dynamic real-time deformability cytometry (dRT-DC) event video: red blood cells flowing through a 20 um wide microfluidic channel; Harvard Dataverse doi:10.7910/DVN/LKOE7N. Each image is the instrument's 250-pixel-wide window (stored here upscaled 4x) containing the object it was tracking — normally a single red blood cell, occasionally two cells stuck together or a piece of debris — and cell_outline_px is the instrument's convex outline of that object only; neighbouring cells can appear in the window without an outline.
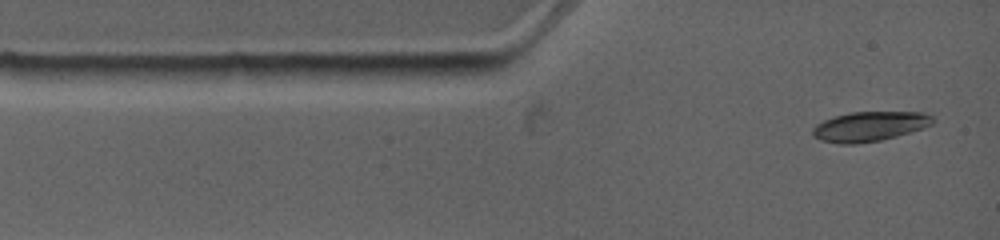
{"species": "common noctule bat (a hibernating species)", "species_latin": "Nyctalus noctula", "temperature_condition": "warm", "stored_images_in_passage": 20, "camera_frame_rate_fps": 4500, "um_per_image_px": 0.085, "animal": {"sex": "female", "body_mass_g": 19.0, "forearm_length_mm": 53.3}, "frame": {"image": 1, "passage_image": 1, "time_ms": 0.0, "image_size_px": [1000, 240], "cell_outline_px": [[936, 120], [932, 124], [896, 136], [880, 140], [852, 144], [840, 144], [820, 140], [812, 132], [812, 128], [816, 124], [824, 120], [836, 116], [852, 112], [924, 112], [932, 116]], "centroid_in_image_um": [73.91, 10.74], "position_along_channel_um": 11.1, "area_um2": 20.52}}
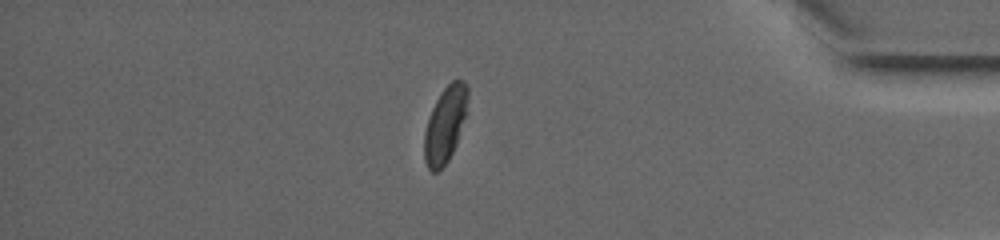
{"frame": {"image": 2, "passage_image": 15, "time_ms": 12.0, "image_size_px": [1000, 240], "cell_outline_px": [[468, 96], [464, 116], [456, 144], [448, 160], [436, 172], [432, 172], [428, 168], [424, 160], [424, 132], [432, 108], [436, 100], [444, 88], [452, 80], [464, 80], [468, 88]], "centroid_in_image_um": [37.82, 10.58], "position_along_channel_um": 397.4, "area_um2": 18.79}}
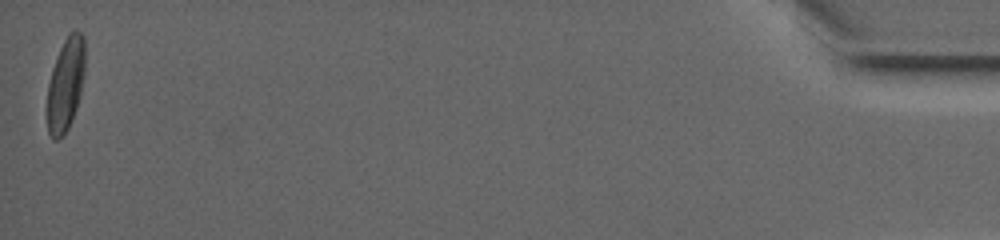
{"frame": {"image": 3, "passage_image": 20, "time_ms": 16.222, "image_size_px": [1000, 240], "cell_outline_px": [[84, 72], [80, 92], [76, 108], [68, 128], [56, 140], [52, 140], [48, 132], [48, 84], [52, 68], [56, 56], [68, 32], [76, 28], [84, 36]], "centroid_in_image_um": [5.57, 7.1], "position_along_channel_um": 429.6, "area_um2": 20.29}}